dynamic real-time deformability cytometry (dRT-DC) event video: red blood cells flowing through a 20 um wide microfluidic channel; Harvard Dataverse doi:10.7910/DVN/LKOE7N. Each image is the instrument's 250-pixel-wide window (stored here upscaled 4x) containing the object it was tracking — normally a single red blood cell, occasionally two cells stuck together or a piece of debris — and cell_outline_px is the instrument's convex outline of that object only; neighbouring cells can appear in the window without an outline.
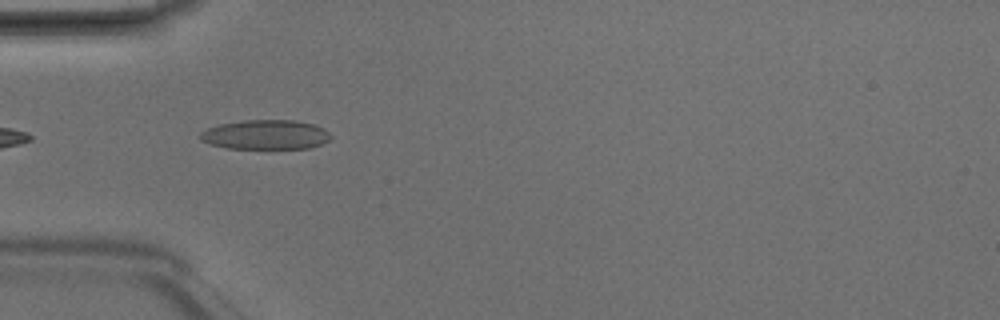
{"species": "Egyptian fruit bat (a non-hibernating species)", "species_latin": "Rousettus aegyptiacus", "temperature_condition": "room temperature", "stored_images_in_passage": 4, "camera_frame_rate_fps": 3000, "um_per_image_px": 0.085, "animal": {"sex": "male"}, "frame": {"image": 1, "passage_image": 4, "time_ms": 1.0, "image_size_px": [1000, 320], "cell_outline_px": [[332, 136], [328, 140], [320, 144], [308, 148], [228, 148], [212, 144], [200, 140], [200, 132], [208, 128], [220, 124], [244, 120], [296, 120], [316, 124], [324, 128]], "centroid_in_image_um": [22.6, 11.43], "position_along_channel_um": 62.4, "area_um2": 22.37}}